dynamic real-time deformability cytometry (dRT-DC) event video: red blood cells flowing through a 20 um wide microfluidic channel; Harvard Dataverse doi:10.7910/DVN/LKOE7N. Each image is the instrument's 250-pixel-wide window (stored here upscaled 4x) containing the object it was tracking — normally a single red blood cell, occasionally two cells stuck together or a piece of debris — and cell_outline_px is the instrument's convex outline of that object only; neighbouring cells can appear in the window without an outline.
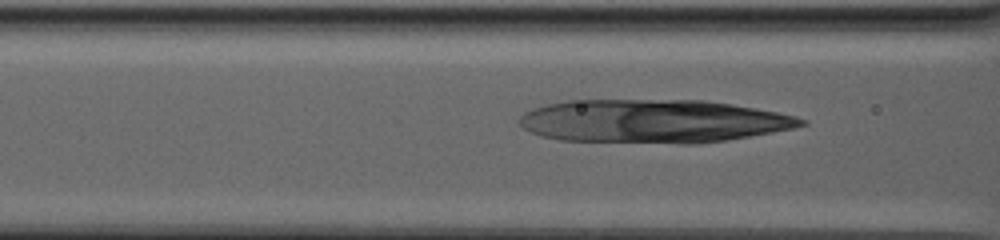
{"species": "human", "species_latin": "Homo sapiens", "temperature_condition": "warm", "stored_images_in_passage": 11, "camera_frame_rate_fps": 3000, "um_per_image_px": 0.085, "donor": {"sex": "male"}, "frame": {"image": 1, "passage_image": 7, "time_ms": 2.0, "image_size_px": [1000, 240], "cell_outline_px": [[808, 124], [792, 128], [772, 132], [724, 140], [692, 144], [684, 144], [560, 140], [544, 136], [532, 132], [524, 128], [520, 124], [520, 116], [524, 112], [532, 108], [548, 104], [568, 100], [704, 100], [732, 104], [776, 112], [796, 116], [808, 120]], "centroid_in_image_um": [55.51, 10.3], "position_along_channel_um": 111.1, "area_um2": 71.04}}